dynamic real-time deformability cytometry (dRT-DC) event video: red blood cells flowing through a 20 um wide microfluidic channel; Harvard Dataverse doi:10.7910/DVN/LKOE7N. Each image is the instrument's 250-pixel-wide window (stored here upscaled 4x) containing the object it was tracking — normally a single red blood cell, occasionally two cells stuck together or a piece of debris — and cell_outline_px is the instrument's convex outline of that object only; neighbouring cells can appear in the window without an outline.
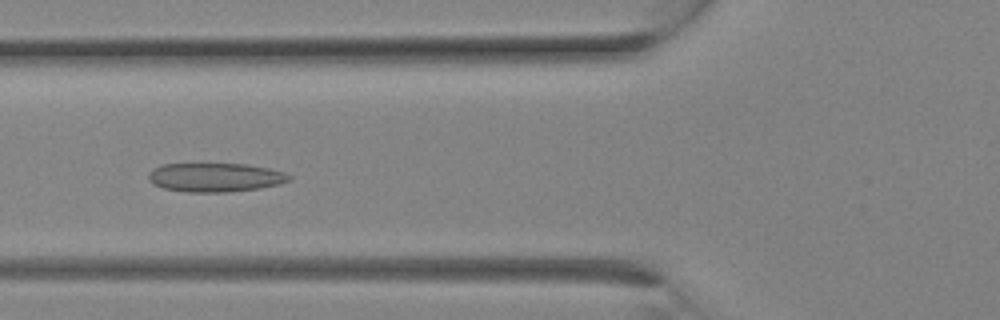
{"species": "Egyptian fruit bat (a non-hibernating species)", "species_latin": "Rousettus aegyptiacus", "temperature_condition": "room temperature", "stored_images_in_passage": 13, "camera_frame_rate_fps": 3000, "um_per_image_px": 0.085, "animal": {"sex": "female"}, "frame": {"image": 1, "passage_image": 10, "time_ms": 3.0, "image_size_px": [1000, 320], "cell_outline_px": [[292, 180], [280, 184], [260, 188], [228, 192], [188, 192], [164, 188], [152, 184], [148, 180], [148, 172], [152, 168], [160, 164], [248, 164], [268, 168], [284, 172], [292, 176]], "centroid_in_image_um": [18.28, 15.07], "position_along_channel_um": 107.5, "area_um2": 23.93}}
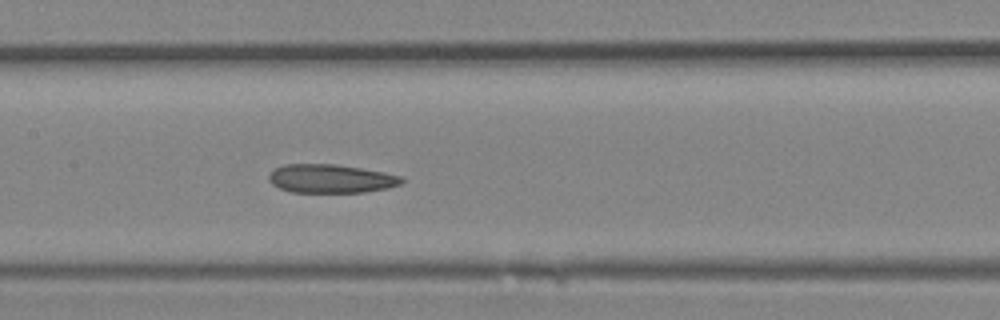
{"frame": {"image": 2, "passage_image": 13, "time_ms": 4.0, "image_size_px": [1000, 320], "cell_outline_px": [[404, 180], [400, 184], [388, 188], [364, 192], [292, 192], [280, 188], [272, 184], [268, 180], [268, 176], [276, 168], [284, 164], [336, 164], [384, 172], [400, 176]], "centroid_in_image_um": [28.11, 15.18], "position_along_channel_um": 179.3, "area_um2": 22.02}}